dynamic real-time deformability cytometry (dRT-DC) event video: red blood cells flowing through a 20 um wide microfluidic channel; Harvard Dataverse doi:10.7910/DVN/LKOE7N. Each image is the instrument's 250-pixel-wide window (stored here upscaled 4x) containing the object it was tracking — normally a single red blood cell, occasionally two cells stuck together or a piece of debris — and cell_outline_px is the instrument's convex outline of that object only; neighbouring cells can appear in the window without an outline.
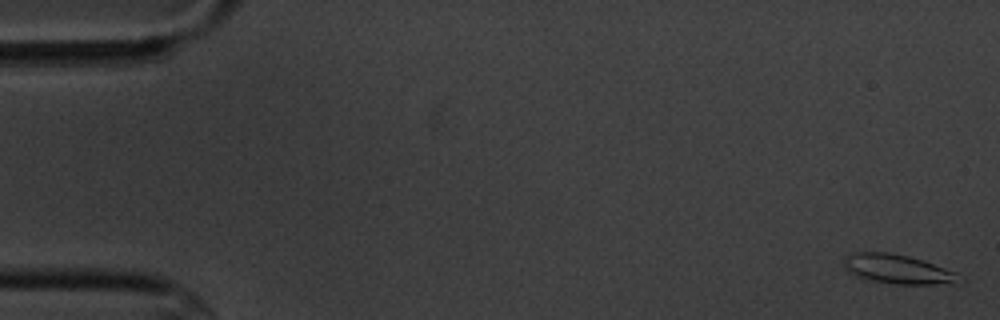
{"species": "common noctule bat (a hibernating species)", "species_latin": "Nyctalus noctula", "temperature_condition": "cold", "stored_images_in_passage": 13, "camera_frame_rate_fps": 3000, "um_per_image_px": 0.085, "animal": {"sex": "male", "body_mass_g": 20.1, "forearm_length_mm": 53.5}, "frame": {"image": 1, "passage_image": 1, "time_ms": 0.0, "image_size_px": [1000, 320], "cell_outline_px": [[956, 276], [952, 280], [932, 284], [896, 284], [864, 280], [856, 276], [844, 264], [844, 260], [852, 252], [888, 252], [908, 256], [956, 272]], "centroid_in_image_um": [76.14, 22.86], "position_along_channel_um": 8.9, "area_um2": 18.73}}
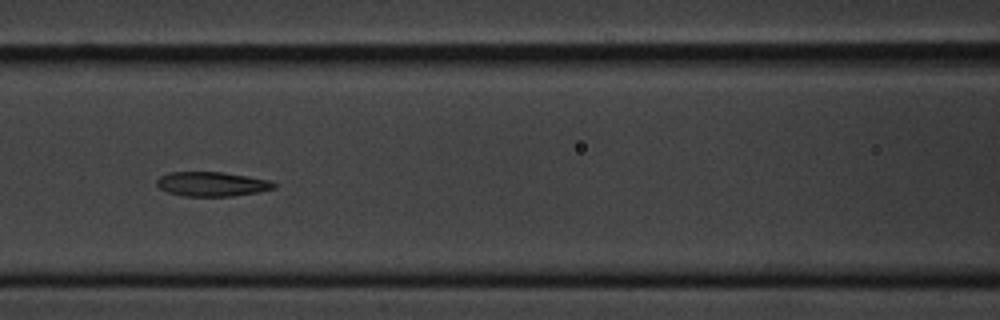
{"frame": {"image": 2, "passage_image": 8, "time_ms": 8.0, "image_size_px": [1000, 320], "cell_outline_px": [[276, 188], [260, 192], [232, 196], [184, 196], [168, 192], [160, 188], [156, 184], [156, 180], [160, 176], [168, 172], [224, 172], [248, 176], [268, 180], [276, 184]], "centroid_in_image_um": [18.02, 15.64], "position_along_channel_um": 148.6, "area_um2": 16.76}}
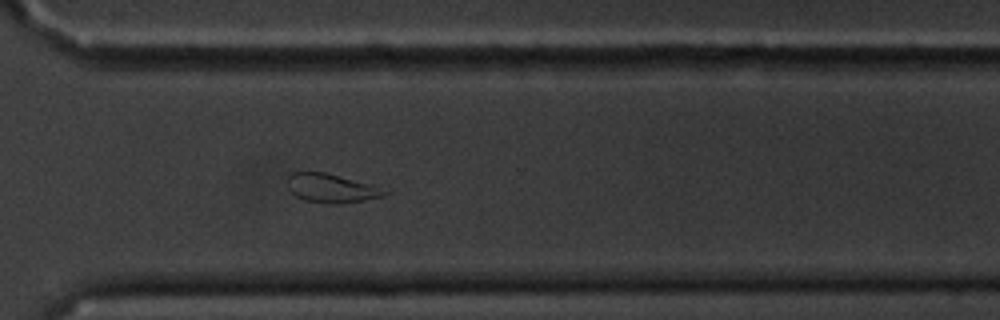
{"frame": {"image": 3, "passage_image": 13, "time_ms": 13.667, "image_size_px": [1000, 320], "cell_outline_px": [[392, 192], [384, 196], [364, 200], [340, 204], [332, 204], [304, 200], [296, 196], [288, 188], [284, 180], [292, 172], [324, 172], [392, 188]], "centroid_in_image_um": [28.26, 15.99], "position_along_channel_um": 342.3, "area_um2": 16.99}}